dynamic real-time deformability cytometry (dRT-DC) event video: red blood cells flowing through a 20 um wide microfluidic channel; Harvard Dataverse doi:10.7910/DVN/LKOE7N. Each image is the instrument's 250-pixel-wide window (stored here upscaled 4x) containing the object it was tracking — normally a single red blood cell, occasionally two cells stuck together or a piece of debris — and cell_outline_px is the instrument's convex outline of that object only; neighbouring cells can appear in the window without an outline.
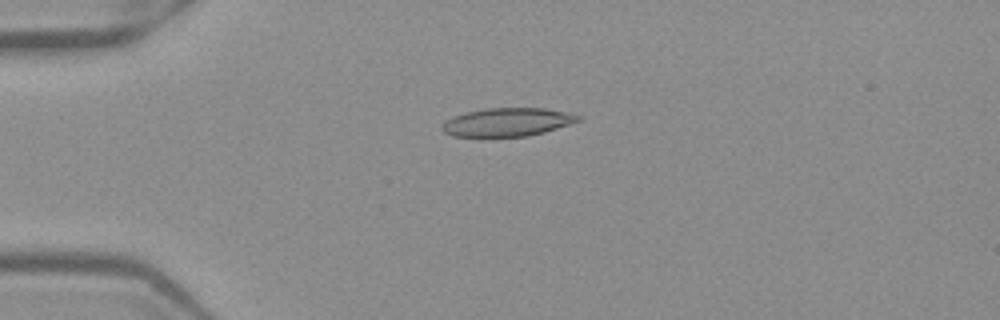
{"species": "Egyptian fruit bat (a non-hibernating species)", "species_latin": "Rousettus aegyptiacus", "temperature_condition": "warm", "stored_images_in_passage": 49, "camera_frame_rate_fps": 3000, "um_per_image_px": 0.085, "frame": {"image": 1, "passage_image": 10, "time_ms": 3.0, "image_size_px": [1000, 320], "cell_outline_px": [[580, 120], [544, 132], [528, 136], [452, 136], [444, 132], [440, 128], [440, 124], [464, 112], [484, 108], [544, 108], [568, 112], [580, 116]], "centroid_in_image_um": [43.09, 10.37], "position_along_channel_um": 41.9, "area_um2": 22.31}}
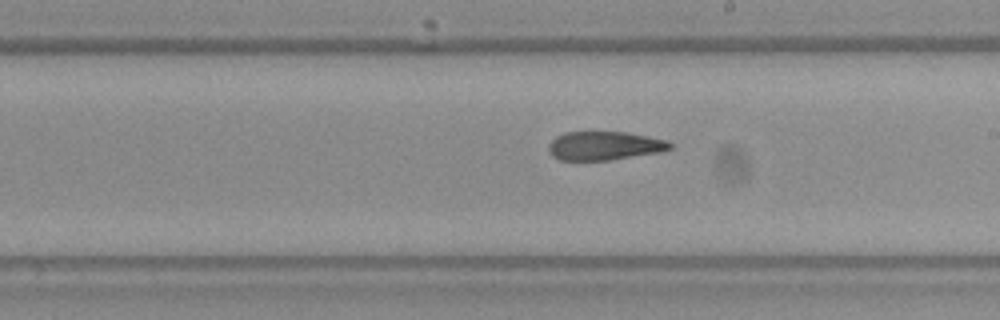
{"frame": {"image": 2, "passage_image": 27, "time_ms": 8.667, "image_size_px": [1000, 320], "cell_outline_px": [[672, 148], [664, 152], [608, 160], [560, 160], [552, 156], [548, 148], [548, 144], [556, 136], [564, 132], [624, 132], [648, 136], [668, 140], [672, 144]], "centroid_in_image_um": [51.4, 12.39], "position_along_channel_um": 237.6, "area_um2": 20.46}}
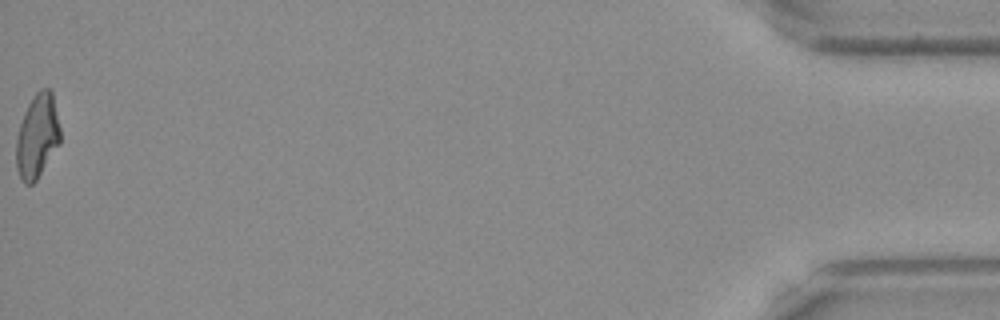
{"frame": {"image": 3, "passage_image": 49, "time_ms": 16.0, "image_size_px": [1000, 320], "cell_outline_px": [[60, 144], [36, 180], [32, 184], [24, 184], [16, 168], [16, 140], [20, 124], [24, 112], [28, 104], [36, 92], [40, 88], [48, 88], [52, 92], [60, 128]], "centroid_in_image_um": [3.17, 11.57], "position_along_channel_um": 432.0, "area_um2": 21.5}, "authors_computed_cell_mechanics": {"area_um2": 21.7906, "velocity_mm_per_s": 3.9648, "shape_relaxation_time_tau1_ms": null, "shape_relaxation_time_tau2_ms": 4.1735, "deformation_change_tau1": null, "deformation_change_tau2": 0.1319}}